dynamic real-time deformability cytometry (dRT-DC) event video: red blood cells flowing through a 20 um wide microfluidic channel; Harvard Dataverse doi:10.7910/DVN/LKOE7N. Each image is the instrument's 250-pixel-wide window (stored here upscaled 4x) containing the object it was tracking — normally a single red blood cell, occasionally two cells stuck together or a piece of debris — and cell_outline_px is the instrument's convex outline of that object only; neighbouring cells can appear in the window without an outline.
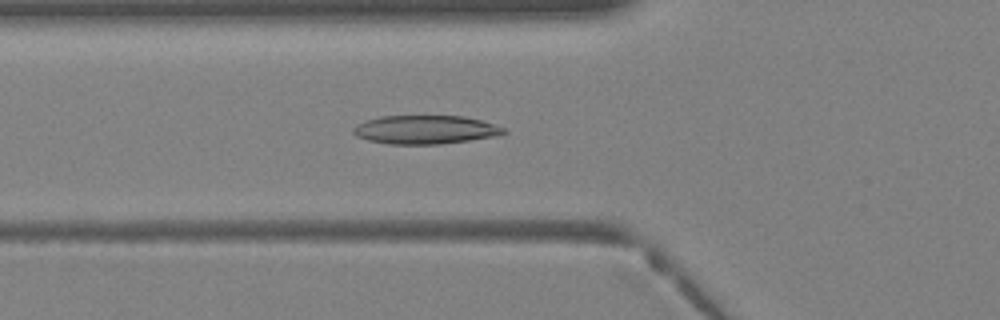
{"species": "Egyptian fruit bat (a non-hibernating species)", "species_latin": "Rousettus aegyptiacus", "temperature_condition": "warm", "stored_images_in_passage": 39, "camera_frame_rate_fps": 3000, "um_per_image_px": 0.085, "animal": {"sex": "female"}, "frame": {"image": 1, "passage_image": 14, "time_ms": 4.333, "image_size_px": [1000, 320], "cell_outline_px": [[508, 132], [492, 136], [468, 140], [440, 144], [388, 144], [368, 140], [356, 136], [352, 132], [352, 128], [356, 124], [364, 120], [380, 116], [464, 116], [480, 120], [504, 128]], "centroid_in_image_um": [36.07, 11.02], "position_along_channel_um": 89.7, "area_um2": 24.97}}
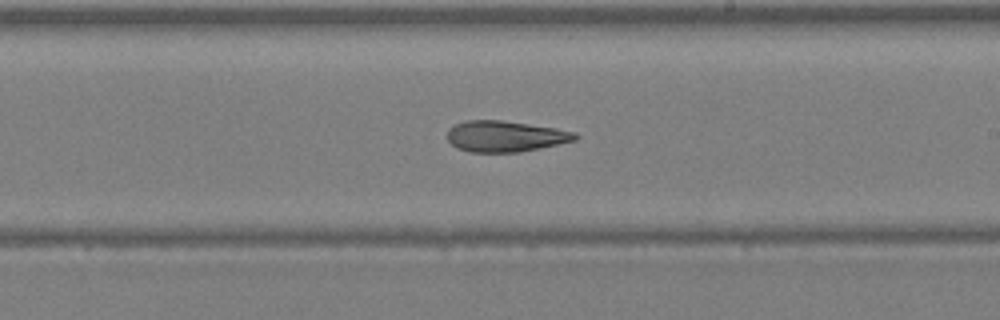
{"frame": {"image": 2, "passage_image": 23, "time_ms": 7.333, "image_size_px": [1000, 320], "cell_outline_px": [[576, 140], [520, 152], [468, 152], [456, 148], [448, 140], [448, 132], [456, 124], [468, 120], [500, 120], [556, 128], [576, 132]], "centroid_in_image_um": [42.94, 11.59], "position_along_channel_um": 246.1, "area_um2": 22.83}}
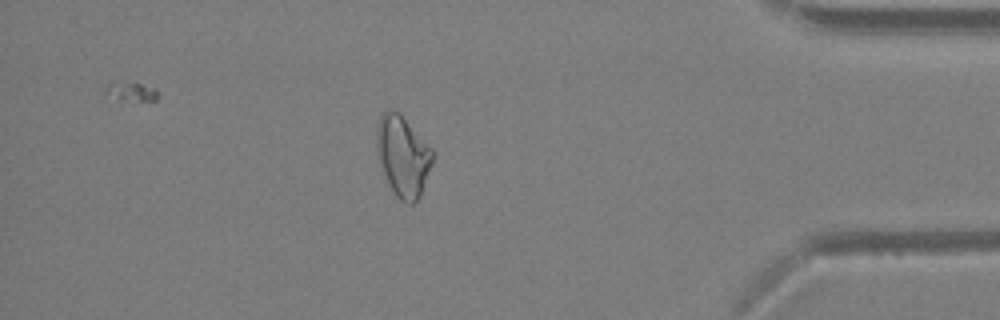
{"frame": {"image": 3, "passage_image": 34, "time_ms": 11.0, "image_size_px": [1000, 320], "cell_outline_px": [[432, 164], [420, 196], [412, 204], [408, 204], [400, 200], [396, 196], [388, 184], [376, 156], [376, 128], [380, 116], [388, 108], [392, 108], [432, 148]], "centroid_in_image_um": [34.2, 13.3], "position_along_channel_um": 401.0, "area_um2": 26.07}}